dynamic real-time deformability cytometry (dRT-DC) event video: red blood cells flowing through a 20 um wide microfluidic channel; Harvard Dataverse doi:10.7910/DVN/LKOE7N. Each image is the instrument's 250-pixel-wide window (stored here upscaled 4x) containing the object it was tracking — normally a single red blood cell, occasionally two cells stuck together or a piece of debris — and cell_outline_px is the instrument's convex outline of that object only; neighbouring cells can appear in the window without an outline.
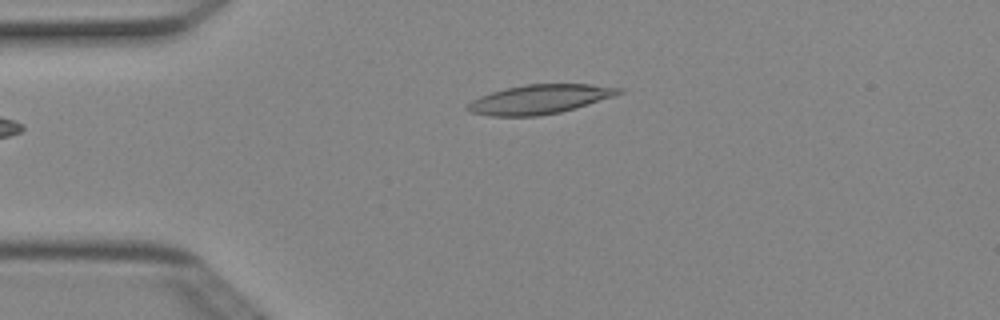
{"species": "Egyptian fruit bat (a non-hibernating species)", "species_latin": "Rousettus aegyptiacus", "temperature_condition": "cold", "stored_images_in_passage": 2, "camera_frame_rate_fps": 3000, "um_per_image_px": 0.085, "animal": {"sex": "female"}, "frame": {"image": 1, "passage_image": 2, "time_ms": 0.333, "image_size_px": [1000, 320], "cell_outline_px": [[624, 92], [576, 108], [560, 112], [536, 116], [492, 116], [472, 112], [464, 108], [472, 100], [480, 96], [492, 92], [524, 84], [592, 84], [624, 88]], "centroid_in_image_um": [45.88, 8.43], "position_along_channel_um": 39.1, "area_um2": 25.55}}